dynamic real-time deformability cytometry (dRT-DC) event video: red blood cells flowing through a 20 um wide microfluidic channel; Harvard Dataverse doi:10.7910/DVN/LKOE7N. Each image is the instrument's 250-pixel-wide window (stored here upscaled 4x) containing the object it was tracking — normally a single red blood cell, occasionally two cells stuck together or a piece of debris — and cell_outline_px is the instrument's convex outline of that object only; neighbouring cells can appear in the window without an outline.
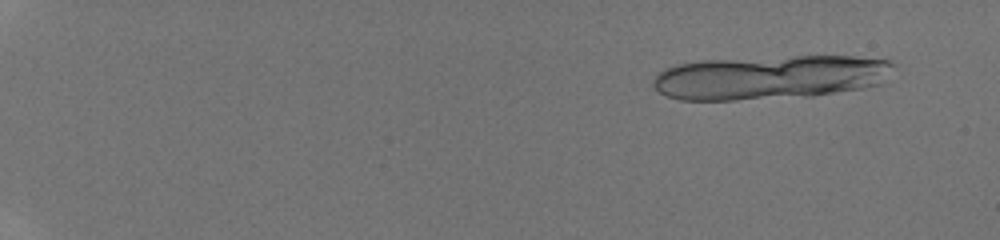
{"species": "human", "species_latin": "Homo sapiens", "temperature_condition": "room temperature", "stored_images_in_passage": 22, "camera_frame_rate_fps": 3000, "um_per_image_px": 0.085, "donor": {"sex": "male"}, "frame": {"image": 1, "passage_image": 4, "time_ms": 1.0, "image_size_px": [1000, 240], "cell_outline_px": [[892, 64], [880, 84], [864, 88], [812, 96], [736, 100], [680, 100], [664, 96], [652, 88], [652, 80], [664, 68], [676, 64], [700, 60], [792, 56], [852, 56], [888, 60]], "centroid_in_image_um": [65.33, 6.57], "position_along_channel_um": 19.7, "area_um2": 61.9}}
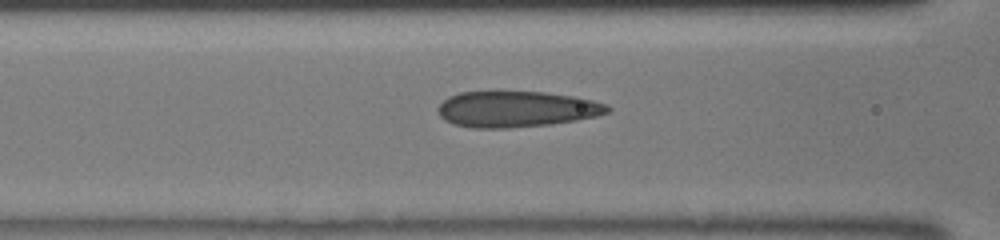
{"frame": {"image": 2, "passage_image": 20, "time_ms": 6.333, "image_size_px": [1000, 240], "cell_outline_px": [[612, 108], [608, 112], [596, 116], [576, 120], [552, 124], [508, 128], [472, 128], [452, 124], [444, 120], [440, 116], [436, 108], [448, 96], [460, 92], [496, 88], [544, 92], [576, 96], [608, 104]], "centroid_in_image_um": [43.85, 9.23], "position_along_channel_um": 122.8, "area_um2": 36.99}}